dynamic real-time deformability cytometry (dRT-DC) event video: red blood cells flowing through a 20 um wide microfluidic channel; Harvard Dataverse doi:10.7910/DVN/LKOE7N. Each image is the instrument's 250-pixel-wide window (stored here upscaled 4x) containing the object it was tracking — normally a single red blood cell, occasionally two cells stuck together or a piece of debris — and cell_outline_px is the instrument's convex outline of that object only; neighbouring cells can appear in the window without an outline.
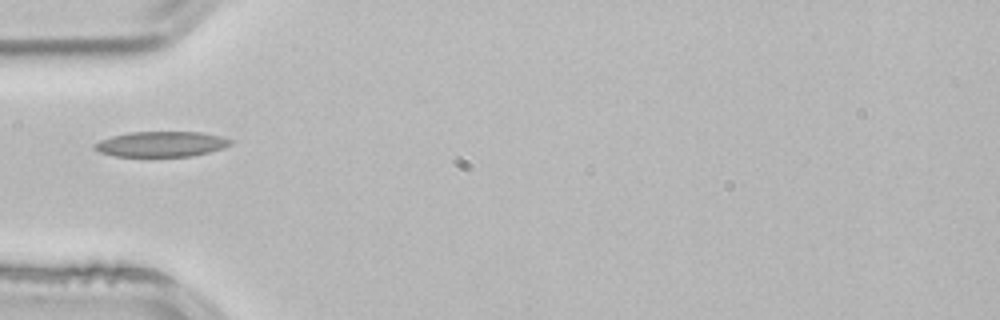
{"species": "common noctule bat (a hibernating species)", "species_latin": "Nyctalus noctula", "temperature_condition": "room temperature", "stored_images_in_passage": 2, "camera_frame_rate_fps": 3000, "um_per_image_px": 0.085, "animal": {"sex": "male", "body_mass_g": 21.5, "forearm_length_mm": 52.0}, "frame": {"image": 1, "passage_image": 2, "time_ms": 0.333, "image_size_px": [1000, 320], "cell_outline_px": [[232, 144], [224, 148], [192, 156], [116, 156], [100, 152], [92, 148], [92, 144], [100, 140], [112, 136], [128, 132], [200, 132], [220, 136], [232, 140]], "centroid_in_image_um": [13.69, 12.24], "position_along_channel_um": 71.3, "area_um2": 20.06}}